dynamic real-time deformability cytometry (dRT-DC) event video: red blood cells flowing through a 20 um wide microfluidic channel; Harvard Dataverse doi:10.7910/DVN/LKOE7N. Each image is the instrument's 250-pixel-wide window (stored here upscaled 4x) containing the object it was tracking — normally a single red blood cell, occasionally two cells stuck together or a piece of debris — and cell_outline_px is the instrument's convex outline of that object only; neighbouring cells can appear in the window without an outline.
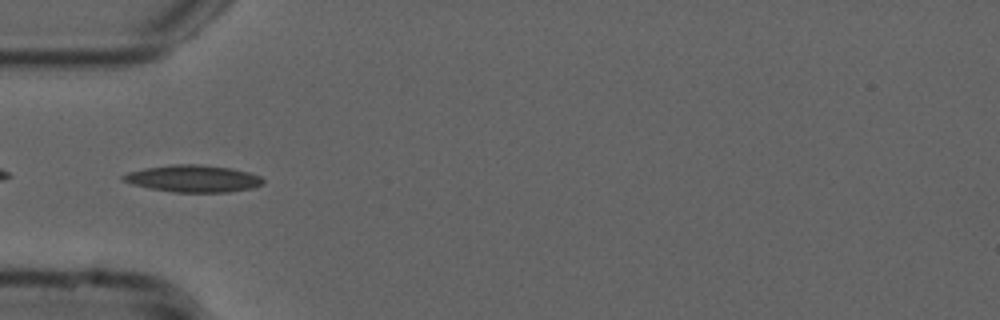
{"species": "common noctule bat (a hibernating species)", "species_latin": "Nyctalus noctula", "temperature_condition": "cold", "stored_images_in_passage": 23, "camera_frame_rate_fps": 3000, "um_per_image_px": 0.085, "animal": {"sex": "male", "forearm_length_mm": 52.5}, "frame": {"image": 1, "passage_image": 1, "time_ms": 0.0, "image_size_px": [1000, 320], "cell_outline_px": [[264, 184], [252, 188], [228, 192], [172, 192], [132, 184], [120, 180], [120, 176], [128, 172], [144, 168], [172, 164], [200, 164], [232, 168], [248, 172], [260, 176], [264, 180]], "centroid_in_image_um": [16.41, 15.17], "position_along_channel_um": 68.6, "area_um2": 22.14}}
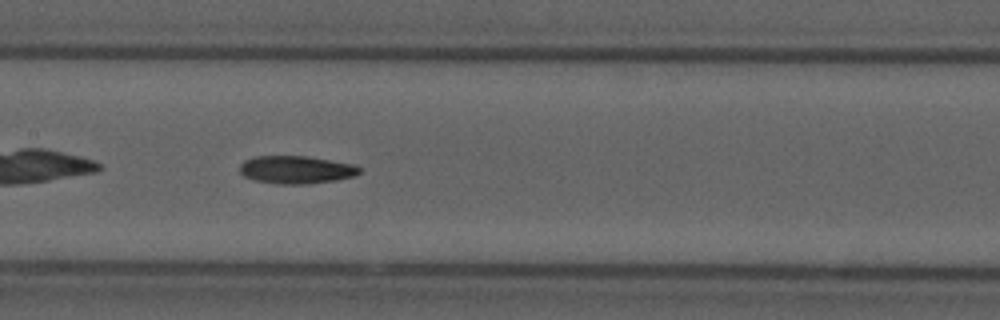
{"frame": {"image": 2, "passage_image": 10, "time_ms": 3.0, "image_size_px": [1000, 320], "cell_outline_px": [[360, 172], [356, 176], [336, 180], [304, 184], [276, 184], [256, 180], [244, 176], [240, 172], [240, 164], [244, 160], [256, 156], [308, 156], [352, 164], [360, 168]], "centroid_in_image_um": [25.17, 14.42], "position_along_channel_um": 182.2, "area_um2": 19.36}}
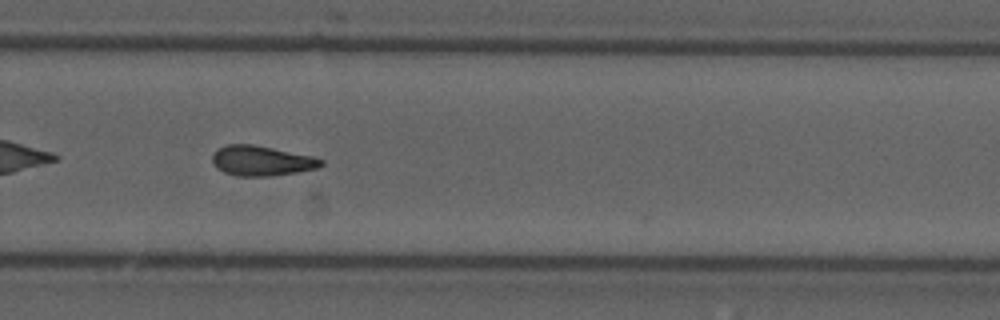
{"frame": {"image": 3, "passage_image": 20, "time_ms": 6.333, "image_size_px": [1000, 320], "cell_outline_px": [[324, 164], [316, 168], [296, 172], [268, 176], [236, 176], [224, 172], [216, 168], [212, 160], [212, 156], [216, 148], [224, 144], [252, 144], [312, 156], [324, 160]], "centroid_in_image_um": [22.18, 13.66], "position_along_channel_um": 307.6, "area_um2": 19.02}}